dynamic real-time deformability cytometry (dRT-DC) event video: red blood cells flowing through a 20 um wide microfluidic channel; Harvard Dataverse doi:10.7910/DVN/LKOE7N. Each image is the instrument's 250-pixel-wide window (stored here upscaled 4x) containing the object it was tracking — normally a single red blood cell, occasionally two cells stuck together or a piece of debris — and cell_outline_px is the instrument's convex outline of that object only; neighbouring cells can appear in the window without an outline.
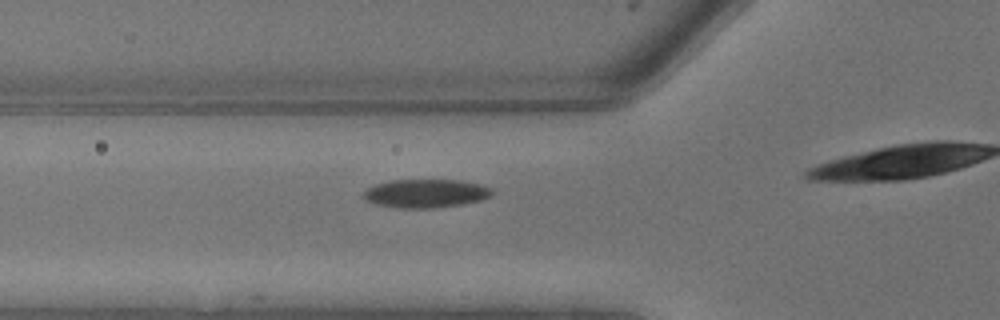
{"species": "common noctule bat (a hibernating species)", "species_latin": "Nyctalus noctula", "temperature_condition": "warm", "stored_images_in_passage": 6, "camera_frame_rate_fps": 3000, "um_per_image_px": 0.085, "animal": {"sex": "male", "body_mass_g": 13.3}, "frame": {"image": 1, "passage_image": 2, "time_ms": 0.333, "image_size_px": [1000, 320], "cell_outline_px": [[492, 196], [480, 200], [464, 204], [436, 208], [396, 208], [376, 204], [364, 200], [360, 196], [368, 188], [376, 184], [392, 180], [460, 180], [480, 184], [492, 188]], "centroid_in_image_um": [36.18, 16.45], "position_along_channel_um": 89.6, "area_um2": 21.56}}